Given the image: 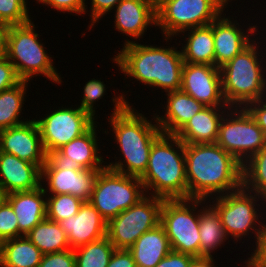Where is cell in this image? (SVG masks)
Instances as JSON below:
<instances>
[{
	"mask_svg": "<svg viewBox=\"0 0 266 267\" xmlns=\"http://www.w3.org/2000/svg\"><path fill=\"white\" fill-rule=\"evenodd\" d=\"M111 116L107 119L114 135L115 144L122 156L115 162H106V167L129 176L141 177L148 166L153 142L163 133L156 121L155 114L149 121L128 102L123 92H114ZM153 119V121H152ZM118 160V161H117ZM123 160V161H122Z\"/></svg>",
	"mask_w": 266,
	"mask_h": 267,
	"instance_id": "cell-1",
	"label": "cell"
},
{
	"mask_svg": "<svg viewBox=\"0 0 266 267\" xmlns=\"http://www.w3.org/2000/svg\"><path fill=\"white\" fill-rule=\"evenodd\" d=\"M187 199H205L242 187V164L217 143L184 144Z\"/></svg>",
	"mask_w": 266,
	"mask_h": 267,
	"instance_id": "cell-2",
	"label": "cell"
},
{
	"mask_svg": "<svg viewBox=\"0 0 266 267\" xmlns=\"http://www.w3.org/2000/svg\"><path fill=\"white\" fill-rule=\"evenodd\" d=\"M123 48L115 52L112 58L124 78L135 79L152 88L162 90V93L181 89L183 56L182 51L175 46H155L139 44L126 39Z\"/></svg>",
	"mask_w": 266,
	"mask_h": 267,
	"instance_id": "cell-3",
	"label": "cell"
},
{
	"mask_svg": "<svg viewBox=\"0 0 266 267\" xmlns=\"http://www.w3.org/2000/svg\"><path fill=\"white\" fill-rule=\"evenodd\" d=\"M140 179L147 195L187 199L184 143L176 135L162 133L151 146L148 166Z\"/></svg>",
	"mask_w": 266,
	"mask_h": 267,
	"instance_id": "cell-4",
	"label": "cell"
},
{
	"mask_svg": "<svg viewBox=\"0 0 266 267\" xmlns=\"http://www.w3.org/2000/svg\"><path fill=\"white\" fill-rule=\"evenodd\" d=\"M259 43L262 44L261 40L258 42V37L255 38L220 67L222 94L229 107L244 108L251 102L266 98V53H263Z\"/></svg>",
	"mask_w": 266,
	"mask_h": 267,
	"instance_id": "cell-5",
	"label": "cell"
},
{
	"mask_svg": "<svg viewBox=\"0 0 266 267\" xmlns=\"http://www.w3.org/2000/svg\"><path fill=\"white\" fill-rule=\"evenodd\" d=\"M36 27L31 20L22 25H9L6 34L5 56L14 66L21 80L29 81L44 75L52 83L61 85L62 78L47 53L44 43L39 40Z\"/></svg>",
	"mask_w": 266,
	"mask_h": 267,
	"instance_id": "cell-6",
	"label": "cell"
},
{
	"mask_svg": "<svg viewBox=\"0 0 266 267\" xmlns=\"http://www.w3.org/2000/svg\"><path fill=\"white\" fill-rule=\"evenodd\" d=\"M208 200L220 215L222 226L227 236L229 238L231 236V239L233 237L234 244L245 236L246 238L248 235L252 237L253 234H255L253 237L255 245L259 242V238L266 228V212H264L266 210H263L266 209V199L264 197L241 187L234 192L213 196L212 202L210 199ZM258 202L262 204L259 205ZM259 209L261 210L259 211Z\"/></svg>",
	"mask_w": 266,
	"mask_h": 267,
	"instance_id": "cell-7",
	"label": "cell"
},
{
	"mask_svg": "<svg viewBox=\"0 0 266 267\" xmlns=\"http://www.w3.org/2000/svg\"><path fill=\"white\" fill-rule=\"evenodd\" d=\"M228 4L226 0H162L156 6L157 28L167 43L187 29L209 25Z\"/></svg>",
	"mask_w": 266,
	"mask_h": 267,
	"instance_id": "cell-8",
	"label": "cell"
},
{
	"mask_svg": "<svg viewBox=\"0 0 266 267\" xmlns=\"http://www.w3.org/2000/svg\"><path fill=\"white\" fill-rule=\"evenodd\" d=\"M146 195L139 177L105 167L98 172L89 202L108 222Z\"/></svg>",
	"mask_w": 266,
	"mask_h": 267,
	"instance_id": "cell-9",
	"label": "cell"
},
{
	"mask_svg": "<svg viewBox=\"0 0 266 267\" xmlns=\"http://www.w3.org/2000/svg\"><path fill=\"white\" fill-rule=\"evenodd\" d=\"M198 207L199 199H164L160 224L166 232L172 250L193 257L200 256Z\"/></svg>",
	"mask_w": 266,
	"mask_h": 267,
	"instance_id": "cell-10",
	"label": "cell"
},
{
	"mask_svg": "<svg viewBox=\"0 0 266 267\" xmlns=\"http://www.w3.org/2000/svg\"><path fill=\"white\" fill-rule=\"evenodd\" d=\"M216 143L242 165L266 145V136L243 107H231L222 117Z\"/></svg>",
	"mask_w": 266,
	"mask_h": 267,
	"instance_id": "cell-11",
	"label": "cell"
},
{
	"mask_svg": "<svg viewBox=\"0 0 266 267\" xmlns=\"http://www.w3.org/2000/svg\"><path fill=\"white\" fill-rule=\"evenodd\" d=\"M164 199L146 195L107 222V234L116 249L128 250L145 232L160 224Z\"/></svg>",
	"mask_w": 266,
	"mask_h": 267,
	"instance_id": "cell-12",
	"label": "cell"
},
{
	"mask_svg": "<svg viewBox=\"0 0 266 267\" xmlns=\"http://www.w3.org/2000/svg\"><path fill=\"white\" fill-rule=\"evenodd\" d=\"M75 106L46 110L45 117L36 120L47 155L79 137L97 122L88 112Z\"/></svg>",
	"mask_w": 266,
	"mask_h": 267,
	"instance_id": "cell-13",
	"label": "cell"
},
{
	"mask_svg": "<svg viewBox=\"0 0 266 267\" xmlns=\"http://www.w3.org/2000/svg\"><path fill=\"white\" fill-rule=\"evenodd\" d=\"M98 172L99 170L93 169L76 170L72 167L55 166L47 158L41 168V186L46 194H71L89 202Z\"/></svg>",
	"mask_w": 266,
	"mask_h": 267,
	"instance_id": "cell-14",
	"label": "cell"
},
{
	"mask_svg": "<svg viewBox=\"0 0 266 267\" xmlns=\"http://www.w3.org/2000/svg\"><path fill=\"white\" fill-rule=\"evenodd\" d=\"M97 127L95 122L85 133L58 150L52 151L47 155V158L59 167H72L76 170H102L106 167V162L101 155L102 152H100Z\"/></svg>",
	"mask_w": 266,
	"mask_h": 267,
	"instance_id": "cell-15",
	"label": "cell"
},
{
	"mask_svg": "<svg viewBox=\"0 0 266 267\" xmlns=\"http://www.w3.org/2000/svg\"><path fill=\"white\" fill-rule=\"evenodd\" d=\"M181 90L204 106L229 107L222 94L220 68L184 62Z\"/></svg>",
	"mask_w": 266,
	"mask_h": 267,
	"instance_id": "cell-16",
	"label": "cell"
},
{
	"mask_svg": "<svg viewBox=\"0 0 266 267\" xmlns=\"http://www.w3.org/2000/svg\"><path fill=\"white\" fill-rule=\"evenodd\" d=\"M225 16L226 12L212 22L215 66L218 68L232 60L260 34L257 24L249 23L245 32L238 20H234L233 16Z\"/></svg>",
	"mask_w": 266,
	"mask_h": 267,
	"instance_id": "cell-17",
	"label": "cell"
},
{
	"mask_svg": "<svg viewBox=\"0 0 266 267\" xmlns=\"http://www.w3.org/2000/svg\"><path fill=\"white\" fill-rule=\"evenodd\" d=\"M36 118L20 125L0 130V151L17 156L40 168L47 160Z\"/></svg>",
	"mask_w": 266,
	"mask_h": 267,
	"instance_id": "cell-18",
	"label": "cell"
},
{
	"mask_svg": "<svg viewBox=\"0 0 266 267\" xmlns=\"http://www.w3.org/2000/svg\"><path fill=\"white\" fill-rule=\"evenodd\" d=\"M113 11L114 28L134 42L143 38L148 27L157 26L156 5L149 0H121Z\"/></svg>",
	"mask_w": 266,
	"mask_h": 267,
	"instance_id": "cell-19",
	"label": "cell"
},
{
	"mask_svg": "<svg viewBox=\"0 0 266 267\" xmlns=\"http://www.w3.org/2000/svg\"><path fill=\"white\" fill-rule=\"evenodd\" d=\"M71 249L99 240L107 234V221L90 202H83L76 215L58 222Z\"/></svg>",
	"mask_w": 266,
	"mask_h": 267,
	"instance_id": "cell-20",
	"label": "cell"
},
{
	"mask_svg": "<svg viewBox=\"0 0 266 267\" xmlns=\"http://www.w3.org/2000/svg\"><path fill=\"white\" fill-rule=\"evenodd\" d=\"M41 186V168L0 151V189L3 195L30 191Z\"/></svg>",
	"mask_w": 266,
	"mask_h": 267,
	"instance_id": "cell-21",
	"label": "cell"
},
{
	"mask_svg": "<svg viewBox=\"0 0 266 267\" xmlns=\"http://www.w3.org/2000/svg\"><path fill=\"white\" fill-rule=\"evenodd\" d=\"M164 107V116L155 113L157 124L164 134L176 135L187 122L205 106L195 98L180 90L170 91ZM157 114V115H156Z\"/></svg>",
	"mask_w": 266,
	"mask_h": 267,
	"instance_id": "cell-22",
	"label": "cell"
},
{
	"mask_svg": "<svg viewBox=\"0 0 266 267\" xmlns=\"http://www.w3.org/2000/svg\"><path fill=\"white\" fill-rule=\"evenodd\" d=\"M16 214L19 237L26 235L40 221L46 218V198L42 186L30 190L4 195Z\"/></svg>",
	"mask_w": 266,
	"mask_h": 267,
	"instance_id": "cell-23",
	"label": "cell"
},
{
	"mask_svg": "<svg viewBox=\"0 0 266 267\" xmlns=\"http://www.w3.org/2000/svg\"><path fill=\"white\" fill-rule=\"evenodd\" d=\"M230 108L205 106L176 136L184 144L216 143L221 119Z\"/></svg>",
	"mask_w": 266,
	"mask_h": 267,
	"instance_id": "cell-24",
	"label": "cell"
},
{
	"mask_svg": "<svg viewBox=\"0 0 266 267\" xmlns=\"http://www.w3.org/2000/svg\"><path fill=\"white\" fill-rule=\"evenodd\" d=\"M128 250L137 267H156L172 249L163 226L159 224L143 233Z\"/></svg>",
	"mask_w": 266,
	"mask_h": 267,
	"instance_id": "cell-25",
	"label": "cell"
},
{
	"mask_svg": "<svg viewBox=\"0 0 266 267\" xmlns=\"http://www.w3.org/2000/svg\"><path fill=\"white\" fill-rule=\"evenodd\" d=\"M180 35L185 39V43L179 41L182 44L181 51L184 62L215 66L212 22L209 25L187 29Z\"/></svg>",
	"mask_w": 266,
	"mask_h": 267,
	"instance_id": "cell-26",
	"label": "cell"
},
{
	"mask_svg": "<svg viewBox=\"0 0 266 267\" xmlns=\"http://www.w3.org/2000/svg\"><path fill=\"white\" fill-rule=\"evenodd\" d=\"M208 203L205 199H199L200 256L213 257V252L215 254V250L219 247L221 249L230 238L222 226L217 210Z\"/></svg>",
	"mask_w": 266,
	"mask_h": 267,
	"instance_id": "cell-27",
	"label": "cell"
},
{
	"mask_svg": "<svg viewBox=\"0 0 266 267\" xmlns=\"http://www.w3.org/2000/svg\"><path fill=\"white\" fill-rule=\"evenodd\" d=\"M42 257L25 235L0 243V267H38Z\"/></svg>",
	"mask_w": 266,
	"mask_h": 267,
	"instance_id": "cell-28",
	"label": "cell"
},
{
	"mask_svg": "<svg viewBox=\"0 0 266 267\" xmlns=\"http://www.w3.org/2000/svg\"><path fill=\"white\" fill-rule=\"evenodd\" d=\"M43 253H54L71 249L67 235L56 221L48 218L40 221L25 235Z\"/></svg>",
	"mask_w": 266,
	"mask_h": 267,
	"instance_id": "cell-29",
	"label": "cell"
},
{
	"mask_svg": "<svg viewBox=\"0 0 266 267\" xmlns=\"http://www.w3.org/2000/svg\"><path fill=\"white\" fill-rule=\"evenodd\" d=\"M29 81L21 80L15 86L0 92V130L25 123L21 113L28 91ZM21 116V117H20Z\"/></svg>",
	"mask_w": 266,
	"mask_h": 267,
	"instance_id": "cell-30",
	"label": "cell"
},
{
	"mask_svg": "<svg viewBox=\"0 0 266 267\" xmlns=\"http://www.w3.org/2000/svg\"><path fill=\"white\" fill-rule=\"evenodd\" d=\"M115 249L107 236L77 247L75 267H107Z\"/></svg>",
	"mask_w": 266,
	"mask_h": 267,
	"instance_id": "cell-31",
	"label": "cell"
},
{
	"mask_svg": "<svg viewBox=\"0 0 266 267\" xmlns=\"http://www.w3.org/2000/svg\"><path fill=\"white\" fill-rule=\"evenodd\" d=\"M242 187L266 199V145L242 165Z\"/></svg>",
	"mask_w": 266,
	"mask_h": 267,
	"instance_id": "cell-32",
	"label": "cell"
},
{
	"mask_svg": "<svg viewBox=\"0 0 266 267\" xmlns=\"http://www.w3.org/2000/svg\"><path fill=\"white\" fill-rule=\"evenodd\" d=\"M84 201L71 194H48L46 198V218L60 222L76 215Z\"/></svg>",
	"mask_w": 266,
	"mask_h": 267,
	"instance_id": "cell-33",
	"label": "cell"
},
{
	"mask_svg": "<svg viewBox=\"0 0 266 267\" xmlns=\"http://www.w3.org/2000/svg\"><path fill=\"white\" fill-rule=\"evenodd\" d=\"M27 0H0V23L22 25L31 21Z\"/></svg>",
	"mask_w": 266,
	"mask_h": 267,
	"instance_id": "cell-34",
	"label": "cell"
},
{
	"mask_svg": "<svg viewBox=\"0 0 266 267\" xmlns=\"http://www.w3.org/2000/svg\"><path fill=\"white\" fill-rule=\"evenodd\" d=\"M83 95L81 96L82 99L80 105L78 107L86 112H88L93 118L97 119V112H96V102L106 95L107 92L106 84L100 79H91L83 87ZM95 104V105H94ZM95 106V107H94Z\"/></svg>",
	"mask_w": 266,
	"mask_h": 267,
	"instance_id": "cell-35",
	"label": "cell"
},
{
	"mask_svg": "<svg viewBox=\"0 0 266 267\" xmlns=\"http://www.w3.org/2000/svg\"><path fill=\"white\" fill-rule=\"evenodd\" d=\"M16 237H19L18 220L10 203L3 198L0 201V243Z\"/></svg>",
	"mask_w": 266,
	"mask_h": 267,
	"instance_id": "cell-36",
	"label": "cell"
},
{
	"mask_svg": "<svg viewBox=\"0 0 266 267\" xmlns=\"http://www.w3.org/2000/svg\"><path fill=\"white\" fill-rule=\"evenodd\" d=\"M86 0H36L37 3H42L48 7H52L58 12L73 13L75 15H84L85 11H88Z\"/></svg>",
	"mask_w": 266,
	"mask_h": 267,
	"instance_id": "cell-37",
	"label": "cell"
},
{
	"mask_svg": "<svg viewBox=\"0 0 266 267\" xmlns=\"http://www.w3.org/2000/svg\"><path fill=\"white\" fill-rule=\"evenodd\" d=\"M38 267H75L73 249L43 254Z\"/></svg>",
	"mask_w": 266,
	"mask_h": 267,
	"instance_id": "cell-38",
	"label": "cell"
},
{
	"mask_svg": "<svg viewBox=\"0 0 266 267\" xmlns=\"http://www.w3.org/2000/svg\"><path fill=\"white\" fill-rule=\"evenodd\" d=\"M121 0H91V10L85 11L91 13L89 14L91 21L88 29H92L96 23H100L101 20L108 12H112L111 10L116 7V5Z\"/></svg>",
	"mask_w": 266,
	"mask_h": 267,
	"instance_id": "cell-39",
	"label": "cell"
},
{
	"mask_svg": "<svg viewBox=\"0 0 266 267\" xmlns=\"http://www.w3.org/2000/svg\"><path fill=\"white\" fill-rule=\"evenodd\" d=\"M21 79L17 76L14 66L6 56L0 58V92L18 84Z\"/></svg>",
	"mask_w": 266,
	"mask_h": 267,
	"instance_id": "cell-40",
	"label": "cell"
},
{
	"mask_svg": "<svg viewBox=\"0 0 266 267\" xmlns=\"http://www.w3.org/2000/svg\"><path fill=\"white\" fill-rule=\"evenodd\" d=\"M266 136V98L251 102L244 107Z\"/></svg>",
	"mask_w": 266,
	"mask_h": 267,
	"instance_id": "cell-41",
	"label": "cell"
},
{
	"mask_svg": "<svg viewBox=\"0 0 266 267\" xmlns=\"http://www.w3.org/2000/svg\"><path fill=\"white\" fill-rule=\"evenodd\" d=\"M193 258L191 255L171 250L156 267H190Z\"/></svg>",
	"mask_w": 266,
	"mask_h": 267,
	"instance_id": "cell-42",
	"label": "cell"
},
{
	"mask_svg": "<svg viewBox=\"0 0 266 267\" xmlns=\"http://www.w3.org/2000/svg\"><path fill=\"white\" fill-rule=\"evenodd\" d=\"M251 245L253 246V249H251L253 252L248 255H250L253 267H266V228L259 238V242L256 245Z\"/></svg>",
	"mask_w": 266,
	"mask_h": 267,
	"instance_id": "cell-43",
	"label": "cell"
},
{
	"mask_svg": "<svg viewBox=\"0 0 266 267\" xmlns=\"http://www.w3.org/2000/svg\"><path fill=\"white\" fill-rule=\"evenodd\" d=\"M107 267H137V265L129 250L115 249Z\"/></svg>",
	"mask_w": 266,
	"mask_h": 267,
	"instance_id": "cell-44",
	"label": "cell"
},
{
	"mask_svg": "<svg viewBox=\"0 0 266 267\" xmlns=\"http://www.w3.org/2000/svg\"><path fill=\"white\" fill-rule=\"evenodd\" d=\"M214 262L216 263L214 257H194L190 267H218Z\"/></svg>",
	"mask_w": 266,
	"mask_h": 267,
	"instance_id": "cell-45",
	"label": "cell"
},
{
	"mask_svg": "<svg viewBox=\"0 0 266 267\" xmlns=\"http://www.w3.org/2000/svg\"><path fill=\"white\" fill-rule=\"evenodd\" d=\"M7 25L0 23V58L5 56Z\"/></svg>",
	"mask_w": 266,
	"mask_h": 267,
	"instance_id": "cell-46",
	"label": "cell"
},
{
	"mask_svg": "<svg viewBox=\"0 0 266 267\" xmlns=\"http://www.w3.org/2000/svg\"><path fill=\"white\" fill-rule=\"evenodd\" d=\"M243 263L245 264L244 267H253L250 257H247V259L243 261Z\"/></svg>",
	"mask_w": 266,
	"mask_h": 267,
	"instance_id": "cell-47",
	"label": "cell"
},
{
	"mask_svg": "<svg viewBox=\"0 0 266 267\" xmlns=\"http://www.w3.org/2000/svg\"><path fill=\"white\" fill-rule=\"evenodd\" d=\"M149 1L153 2L157 6L162 0H149Z\"/></svg>",
	"mask_w": 266,
	"mask_h": 267,
	"instance_id": "cell-48",
	"label": "cell"
},
{
	"mask_svg": "<svg viewBox=\"0 0 266 267\" xmlns=\"http://www.w3.org/2000/svg\"><path fill=\"white\" fill-rule=\"evenodd\" d=\"M3 198H4V195H3V193H2V191H1V189H0V201H1Z\"/></svg>",
	"mask_w": 266,
	"mask_h": 267,
	"instance_id": "cell-49",
	"label": "cell"
}]
</instances>
